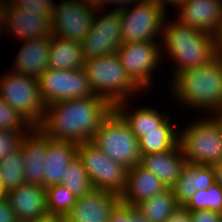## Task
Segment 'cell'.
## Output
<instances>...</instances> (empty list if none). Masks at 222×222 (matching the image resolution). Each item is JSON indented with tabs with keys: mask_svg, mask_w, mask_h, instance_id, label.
I'll return each instance as SVG.
<instances>
[{
	"mask_svg": "<svg viewBox=\"0 0 222 222\" xmlns=\"http://www.w3.org/2000/svg\"><path fill=\"white\" fill-rule=\"evenodd\" d=\"M114 107L100 96L54 102L38 128L52 140L90 142Z\"/></svg>",
	"mask_w": 222,
	"mask_h": 222,
	"instance_id": "6da1fadb",
	"label": "cell"
},
{
	"mask_svg": "<svg viewBox=\"0 0 222 222\" xmlns=\"http://www.w3.org/2000/svg\"><path fill=\"white\" fill-rule=\"evenodd\" d=\"M165 20L161 43L164 56L166 52L174 61L171 82L181 73L189 69L203 66L214 59L216 54L215 36L209 32L184 26L176 20ZM164 44V45H163Z\"/></svg>",
	"mask_w": 222,
	"mask_h": 222,
	"instance_id": "7a4b0ae2",
	"label": "cell"
},
{
	"mask_svg": "<svg viewBox=\"0 0 222 222\" xmlns=\"http://www.w3.org/2000/svg\"><path fill=\"white\" fill-rule=\"evenodd\" d=\"M169 86L177 104L215 112L222 108V58L216 56L203 66L181 72Z\"/></svg>",
	"mask_w": 222,
	"mask_h": 222,
	"instance_id": "3957f363",
	"label": "cell"
},
{
	"mask_svg": "<svg viewBox=\"0 0 222 222\" xmlns=\"http://www.w3.org/2000/svg\"><path fill=\"white\" fill-rule=\"evenodd\" d=\"M83 68L94 93L113 107L142 91L126 73L117 53L85 60Z\"/></svg>",
	"mask_w": 222,
	"mask_h": 222,
	"instance_id": "277c9868",
	"label": "cell"
},
{
	"mask_svg": "<svg viewBox=\"0 0 222 222\" xmlns=\"http://www.w3.org/2000/svg\"><path fill=\"white\" fill-rule=\"evenodd\" d=\"M178 143L187 163L212 166L222 161V131L211 116L203 115L179 130Z\"/></svg>",
	"mask_w": 222,
	"mask_h": 222,
	"instance_id": "5b68a950",
	"label": "cell"
},
{
	"mask_svg": "<svg viewBox=\"0 0 222 222\" xmlns=\"http://www.w3.org/2000/svg\"><path fill=\"white\" fill-rule=\"evenodd\" d=\"M90 142L127 169L140 163L139 139L114 109L102 121Z\"/></svg>",
	"mask_w": 222,
	"mask_h": 222,
	"instance_id": "8992f818",
	"label": "cell"
},
{
	"mask_svg": "<svg viewBox=\"0 0 222 222\" xmlns=\"http://www.w3.org/2000/svg\"><path fill=\"white\" fill-rule=\"evenodd\" d=\"M3 75L0 76V97L33 127H38L45 115L39 79L10 70Z\"/></svg>",
	"mask_w": 222,
	"mask_h": 222,
	"instance_id": "52a82bcc",
	"label": "cell"
},
{
	"mask_svg": "<svg viewBox=\"0 0 222 222\" xmlns=\"http://www.w3.org/2000/svg\"><path fill=\"white\" fill-rule=\"evenodd\" d=\"M165 11L163 6L146 0L119 11L122 43L158 41L155 37H162Z\"/></svg>",
	"mask_w": 222,
	"mask_h": 222,
	"instance_id": "ba28073f",
	"label": "cell"
},
{
	"mask_svg": "<svg viewBox=\"0 0 222 222\" xmlns=\"http://www.w3.org/2000/svg\"><path fill=\"white\" fill-rule=\"evenodd\" d=\"M77 156L81 159L94 189L118 195L124 192L128 173L125 166L110 159L91 142L78 144Z\"/></svg>",
	"mask_w": 222,
	"mask_h": 222,
	"instance_id": "9c48e42d",
	"label": "cell"
},
{
	"mask_svg": "<svg viewBox=\"0 0 222 222\" xmlns=\"http://www.w3.org/2000/svg\"><path fill=\"white\" fill-rule=\"evenodd\" d=\"M38 79L39 93L45 107L54 102L84 99L96 95L84 68L78 70L48 68Z\"/></svg>",
	"mask_w": 222,
	"mask_h": 222,
	"instance_id": "30bf717a",
	"label": "cell"
},
{
	"mask_svg": "<svg viewBox=\"0 0 222 222\" xmlns=\"http://www.w3.org/2000/svg\"><path fill=\"white\" fill-rule=\"evenodd\" d=\"M161 43L157 41L123 43L117 50L120 61L132 79L142 90L151 89L152 74L160 66L162 56ZM148 88V89H147Z\"/></svg>",
	"mask_w": 222,
	"mask_h": 222,
	"instance_id": "8fae6325",
	"label": "cell"
},
{
	"mask_svg": "<svg viewBox=\"0 0 222 222\" xmlns=\"http://www.w3.org/2000/svg\"><path fill=\"white\" fill-rule=\"evenodd\" d=\"M99 11L94 12L91 29L81 42L84 60L115 54L123 44L119 11Z\"/></svg>",
	"mask_w": 222,
	"mask_h": 222,
	"instance_id": "7c38bea8",
	"label": "cell"
},
{
	"mask_svg": "<svg viewBox=\"0 0 222 222\" xmlns=\"http://www.w3.org/2000/svg\"><path fill=\"white\" fill-rule=\"evenodd\" d=\"M96 9L76 0L54 2L51 18L52 35L81 43L91 29Z\"/></svg>",
	"mask_w": 222,
	"mask_h": 222,
	"instance_id": "4fadbf2b",
	"label": "cell"
},
{
	"mask_svg": "<svg viewBox=\"0 0 222 222\" xmlns=\"http://www.w3.org/2000/svg\"><path fill=\"white\" fill-rule=\"evenodd\" d=\"M4 31L16 40L44 39L52 36L51 18L28 12L4 0Z\"/></svg>",
	"mask_w": 222,
	"mask_h": 222,
	"instance_id": "5bb4252c",
	"label": "cell"
},
{
	"mask_svg": "<svg viewBox=\"0 0 222 222\" xmlns=\"http://www.w3.org/2000/svg\"><path fill=\"white\" fill-rule=\"evenodd\" d=\"M121 202L120 195L93 189L77 198L73 208L65 215L66 222H108L112 211Z\"/></svg>",
	"mask_w": 222,
	"mask_h": 222,
	"instance_id": "9a60e30c",
	"label": "cell"
},
{
	"mask_svg": "<svg viewBox=\"0 0 222 222\" xmlns=\"http://www.w3.org/2000/svg\"><path fill=\"white\" fill-rule=\"evenodd\" d=\"M176 21L213 34L222 25V0H181Z\"/></svg>",
	"mask_w": 222,
	"mask_h": 222,
	"instance_id": "2e32d148",
	"label": "cell"
},
{
	"mask_svg": "<svg viewBox=\"0 0 222 222\" xmlns=\"http://www.w3.org/2000/svg\"><path fill=\"white\" fill-rule=\"evenodd\" d=\"M17 220L36 221L49 215L46 189L43 186L24 183L6 192Z\"/></svg>",
	"mask_w": 222,
	"mask_h": 222,
	"instance_id": "e0dca14e",
	"label": "cell"
},
{
	"mask_svg": "<svg viewBox=\"0 0 222 222\" xmlns=\"http://www.w3.org/2000/svg\"><path fill=\"white\" fill-rule=\"evenodd\" d=\"M24 161V181L43 186L44 158L46 154V135L32 127L20 141Z\"/></svg>",
	"mask_w": 222,
	"mask_h": 222,
	"instance_id": "ac0fdd59",
	"label": "cell"
},
{
	"mask_svg": "<svg viewBox=\"0 0 222 222\" xmlns=\"http://www.w3.org/2000/svg\"><path fill=\"white\" fill-rule=\"evenodd\" d=\"M51 36L44 39L23 40L11 71L39 78L49 68Z\"/></svg>",
	"mask_w": 222,
	"mask_h": 222,
	"instance_id": "d6986e66",
	"label": "cell"
},
{
	"mask_svg": "<svg viewBox=\"0 0 222 222\" xmlns=\"http://www.w3.org/2000/svg\"><path fill=\"white\" fill-rule=\"evenodd\" d=\"M77 143L52 140L46 136V154L43 170V187L61 183L65 167L77 156Z\"/></svg>",
	"mask_w": 222,
	"mask_h": 222,
	"instance_id": "ffe728a7",
	"label": "cell"
},
{
	"mask_svg": "<svg viewBox=\"0 0 222 222\" xmlns=\"http://www.w3.org/2000/svg\"><path fill=\"white\" fill-rule=\"evenodd\" d=\"M165 189L167 187L155 174L136 165L128 169L126 188L120 195L121 203L135 207Z\"/></svg>",
	"mask_w": 222,
	"mask_h": 222,
	"instance_id": "44dd1931",
	"label": "cell"
},
{
	"mask_svg": "<svg viewBox=\"0 0 222 222\" xmlns=\"http://www.w3.org/2000/svg\"><path fill=\"white\" fill-rule=\"evenodd\" d=\"M186 163L185 156L178 143L170 150L142 155L139 165L155 174L167 188H171L179 178Z\"/></svg>",
	"mask_w": 222,
	"mask_h": 222,
	"instance_id": "7402d4cb",
	"label": "cell"
},
{
	"mask_svg": "<svg viewBox=\"0 0 222 222\" xmlns=\"http://www.w3.org/2000/svg\"><path fill=\"white\" fill-rule=\"evenodd\" d=\"M215 183L211 166L186 163L179 178L171 187L178 205H185L197 191L208 189Z\"/></svg>",
	"mask_w": 222,
	"mask_h": 222,
	"instance_id": "603a6c76",
	"label": "cell"
},
{
	"mask_svg": "<svg viewBox=\"0 0 222 222\" xmlns=\"http://www.w3.org/2000/svg\"><path fill=\"white\" fill-rule=\"evenodd\" d=\"M129 102L133 101L119 102L114 106V110L124 119L138 139L144 136V132L160 131V126L170 117L149 105L139 106L131 113L130 110L127 112Z\"/></svg>",
	"mask_w": 222,
	"mask_h": 222,
	"instance_id": "cb8c5ba5",
	"label": "cell"
},
{
	"mask_svg": "<svg viewBox=\"0 0 222 222\" xmlns=\"http://www.w3.org/2000/svg\"><path fill=\"white\" fill-rule=\"evenodd\" d=\"M84 57L80 42L51 36L49 68L60 70H78L84 67Z\"/></svg>",
	"mask_w": 222,
	"mask_h": 222,
	"instance_id": "d4e9b609",
	"label": "cell"
},
{
	"mask_svg": "<svg viewBox=\"0 0 222 222\" xmlns=\"http://www.w3.org/2000/svg\"><path fill=\"white\" fill-rule=\"evenodd\" d=\"M169 117L161 126L160 131L144 132V136L139 139V149L141 156L151 153H160L174 148L179 142V132L175 127L177 124L171 123Z\"/></svg>",
	"mask_w": 222,
	"mask_h": 222,
	"instance_id": "484cf974",
	"label": "cell"
},
{
	"mask_svg": "<svg viewBox=\"0 0 222 222\" xmlns=\"http://www.w3.org/2000/svg\"><path fill=\"white\" fill-rule=\"evenodd\" d=\"M178 206L173 189L167 188L152 198L140 202L135 208L149 222H166Z\"/></svg>",
	"mask_w": 222,
	"mask_h": 222,
	"instance_id": "4316f807",
	"label": "cell"
},
{
	"mask_svg": "<svg viewBox=\"0 0 222 222\" xmlns=\"http://www.w3.org/2000/svg\"><path fill=\"white\" fill-rule=\"evenodd\" d=\"M0 174L3 182V189L7 192L25 183L24 161L20 145L12 152H9L0 161Z\"/></svg>",
	"mask_w": 222,
	"mask_h": 222,
	"instance_id": "83f0119b",
	"label": "cell"
},
{
	"mask_svg": "<svg viewBox=\"0 0 222 222\" xmlns=\"http://www.w3.org/2000/svg\"><path fill=\"white\" fill-rule=\"evenodd\" d=\"M60 184L68 188L76 198L89 194L94 189L78 156L65 167Z\"/></svg>",
	"mask_w": 222,
	"mask_h": 222,
	"instance_id": "f1b7e54d",
	"label": "cell"
},
{
	"mask_svg": "<svg viewBox=\"0 0 222 222\" xmlns=\"http://www.w3.org/2000/svg\"><path fill=\"white\" fill-rule=\"evenodd\" d=\"M46 199L49 215L63 217L73 208L77 200L63 184L46 188Z\"/></svg>",
	"mask_w": 222,
	"mask_h": 222,
	"instance_id": "f546056e",
	"label": "cell"
},
{
	"mask_svg": "<svg viewBox=\"0 0 222 222\" xmlns=\"http://www.w3.org/2000/svg\"><path fill=\"white\" fill-rule=\"evenodd\" d=\"M184 206L190 212L210 210L222 213V187L215 182L208 189L197 191Z\"/></svg>",
	"mask_w": 222,
	"mask_h": 222,
	"instance_id": "4dcf8cb0",
	"label": "cell"
},
{
	"mask_svg": "<svg viewBox=\"0 0 222 222\" xmlns=\"http://www.w3.org/2000/svg\"><path fill=\"white\" fill-rule=\"evenodd\" d=\"M33 126L0 97V130L29 131Z\"/></svg>",
	"mask_w": 222,
	"mask_h": 222,
	"instance_id": "1f68e13d",
	"label": "cell"
},
{
	"mask_svg": "<svg viewBox=\"0 0 222 222\" xmlns=\"http://www.w3.org/2000/svg\"><path fill=\"white\" fill-rule=\"evenodd\" d=\"M12 5L26 9L28 12L48 16L53 15V0H8Z\"/></svg>",
	"mask_w": 222,
	"mask_h": 222,
	"instance_id": "d6a6232c",
	"label": "cell"
},
{
	"mask_svg": "<svg viewBox=\"0 0 222 222\" xmlns=\"http://www.w3.org/2000/svg\"><path fill=\"white\" fill-rule=\"evenodd\" d=\"M27 132L28 131L0 130V161L20 145L22 136Z\"/></svg>",
	"mask_w": 222,
	"mask_h": 222,
	"instance_id": "836d02e7",
	"label": "cell"
},
{
	"mask_svg": "<svg viewBox=\"0 0 222 222\" xmlns=\"http://www.w3.org/2000/svg\"><path fill=\"white\" fill-rule=\"evenodd\" d=\"M191 222H222V213L210 210L190 212Z\"/></svg>",
	"mask_w": 222,
	"mask_h": 222,
	"instance_id": "e575fe53",
	"label": "cell"
},
{
	"mask_svg": "<svg viewBox=\"0 0 222 222\" xmlns=\"http://www.w3.org/2000/svg\"><path fill=\"white\" fill-rule=\"evenodd\" d=\"M108 222H131L130 206H127L120 202L112 211Z\"/></svg>",
	"mask_w": 222,
	"mask_h": 222,
	"instance_id": "d590c367",
	"label": "cell"
},
{
	"mask_svg": "<svg viewBox=\"0 0 222 222\" xmlns=\"http://www.w3.org/2000/svg\"><path fill=\"white\" fill-rule=\"evenodd\" d=\"M138 1L140 0H99V6L97 8L98 10H104V8H106L108 4H116L117 6L115 7V9H113V11H121L127 9L129 6L132 5V3H137Z\"/></svg>",
	"mask_w": 222,
	"mask_h": 222,
	"instance_id": "8d00e7d4",
	"label": "cell"
},
{
	"mask_svg": "<svg viewBox=\"0 0 222 222\" xmlns=\"http://www.w3.org/2000/svg\"><path fill=\"white\" fill-rule=\"evenodd\" d=\"M166 222H191L190 211L184 205H179Z\"/></svg>",
	"mask_w": 222,
	"mask_h": 222,
	"instance_id": "74e56055",
	"label": "cell"
},
{
	"mask_svg": "<svg viewBox=\"0 0 222 222\" xmlns=\"http://www.w3.org/2000/svg\"><path fill=\"white\" fill-rule=\"evenodd\" d=\"M16 216L9 202L5 199L0 201V222H15Z\"/></svg>",
	"mask_w": 222,
	"mask_h": 222,
	"instance_id": "f35d334b",
	"label": "cell"
},
{
	"mask_svg": "<svg viewBox=\"0 0 222 222\" xmlns=\"http://www.w3.org/2000/svg\"><path fill=\"white\" fill-rule=\"evenodd\" d=\"M130 221L131 222H149L145 218V216L133 206H130Z\"/></svg>",
	"mask_w": 222,
	"mask_h": 222,
	"instance_id": "ab89813d",
	"label": "cell"
},
{
	"mask_svg": "<svg viewBox=\"0 0 222 222\" xmlns=\"http://www.w3.org/2000/svg\"><path fill=\"white\" fill-rule=\"evenodd\" d=\"M215 175V182L222 187V161L211 166Z\"/></svg>",
	"mask_w": 222,
	"mask_h": 222,
	"instance_id": "60d3db41",
	"label": "cell"
},
{
	"mask_svg": "<svg viewBox=\"0 0 222 222\" xmlns=\"http://www.w3.org/2000/svg\"><path fill=\"white\" fill-rule=\"evenodd\" d=\"M215 44H216V54L218 57L222 58V25L218 30V33L215 35Z\"/></svg>",
	"mask_w": 222,
	"mask_h": 222,
	"instance_id": "b9f144b4",
	"label": "cell"
},
{
	"mask_svg": "<svg viewBox=\"0 0 222 222\" xmlns=\"http://www.w3.org/2000/svg\"><path fill=\"white\" fill-rule=\"evenodd\" d=\"M146 1H150V2H153V3H156V4H159L161 6H163L165 9L167 8L166 7V4H169L168 6H173V8L177 5L180 4L181 0H146Z\"/></svg>",
	"mask_w": 222,
	"mask_h": 222,
	"instance_id": "7bdbcfd3",
	"label": "cell"
},
{
	"mask_svg": "<svg viewBox=\"0 0 222 222\" xmlns=\"http://www.w3.org/2000/svg\"><path fill=\"white\" fill-rule=\"evenodd\" d=\"M33 222H66V221L65 217L63 216L48 215L42 219H38Z\"/></svg>",
	"mask_w": 222,
	"mask_h": 222,
	"instance_id": "ee69618b",
	"label": "cell"
},
{
	"mask_svg": "<svg viewBox=\"0 0 222 222\" xmlns=\"http://www.w3.org/2000/svg\"><path fill=\"white\" fill-rule=\"evenodd\" d=\"M209 116H211L216 121V123L220 126V129L222 131V108L211 113V115Z\"/></svg>",
	"mask_w": 222,
	"mask_h": 222,
	"instance_id": "f6af8a7d",
	"label": "cell"
},
{
	"mask_svg": "<svg viewBox=\"0 0 222 222\" xmlns=\"http://www.w3.org/2000/svg\"><path fill=\"white\" fill-rule=\"evenodd\" d=\"M4 0H0V35L4 32ZM3 31V32H2Z\"/></svg>",
	"mask_w": 222,
	"mask_h": 222,
	"instance_id": "bcb514c9",
	"label": "cell"
},
{
	"mask_svg": "<svg viewBox=\"0 0 222 222\" xmlns=\"http://www.w3.org/2000/svg\"><path fill=\"white\" fill-rule=\"evenodd\" d=\"M76 1L88 4L90 6H94L96 8L99 6V0H76Z\"/></svg>",
	"mask_w": 222,
	"mask_h": 222,
	"instance_id": "7dc6e473",
	"label": "cell"
},
{
	"mask_svg": "<svg viewBox=\"0 0 222 222\" xmlns=\"http://www.w3.org/2000/svg\"><path fill=\"white\" fill-rule=\"evenodd\" d=\"M6 199V191L3 189V185H0V201Z\"/></svg>",
	"mask_w": 222,
	"mask_h": 222,
	"instance_id": "c3c4849f",
	"label": "cell"
},
{
	"mask_svg": "<svg viewBox=\"0 0 222 222\" xmlns=\"http://www.w3.org/2000/svg\"><path fill=\"white\" fill-rule=\"evenodd\" d=\"M15 222H33V221H29V220H16Z\"/></svg>",
	"mask_w": 222,
	"mask_h": 222,
	"instance_id": "681fc988",
	"label": "cell"
},
{
	"mask_svg": "<svg viewBox=\"0 0 222 222\" xmlns=\"http://www.w3.org/2000/svg\"><path fill=\"white\" fill-rule=\"evenodd\" d=\"M0 185H3L1 174H0Z\"/></svg>",
	"mask_w": 222,
	"mask_h": 222,
	"instance_id": "f907efd6",
	"label": "cell"
}]
</instances>
